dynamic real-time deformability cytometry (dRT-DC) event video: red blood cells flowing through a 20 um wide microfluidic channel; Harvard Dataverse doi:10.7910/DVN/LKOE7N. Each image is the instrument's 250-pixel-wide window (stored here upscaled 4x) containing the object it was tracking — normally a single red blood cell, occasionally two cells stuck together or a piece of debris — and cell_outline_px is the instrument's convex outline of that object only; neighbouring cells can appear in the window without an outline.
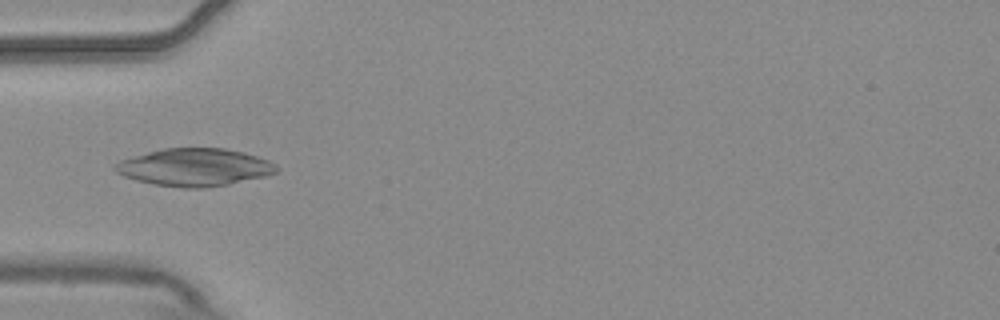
{"species": "common noctule bat (a hibernating species)", "species_latin": "Nyctalus noctula", "temperature_condition": "warm", "stored_images_in_passage": 4, "camera_frame_rate_fps": 3000, "um_per_image_px": 0.085, "animal": {"sex": "male", "body_mass_g": 20.4}, "frame": {"image": 1, "passage_image": 4, "time_ms": 1.0, "image_size_px": [1000, 320], "cell_outline_px": [[280, 168], [276, 172], [264, 176], [228, 184], [204, 188], [184, 188], [152, 184], [136, 180], [124, 176], [116, 172], [116, 164], [120, 160], [132, 156], [164, 148], [224, 148], [244, 152], [268, 160], [276, 164]], "centroid_in_image_um": [16.55, 14.22], "position_along_channel_um": 68.5, "area_um2": 35.2}}